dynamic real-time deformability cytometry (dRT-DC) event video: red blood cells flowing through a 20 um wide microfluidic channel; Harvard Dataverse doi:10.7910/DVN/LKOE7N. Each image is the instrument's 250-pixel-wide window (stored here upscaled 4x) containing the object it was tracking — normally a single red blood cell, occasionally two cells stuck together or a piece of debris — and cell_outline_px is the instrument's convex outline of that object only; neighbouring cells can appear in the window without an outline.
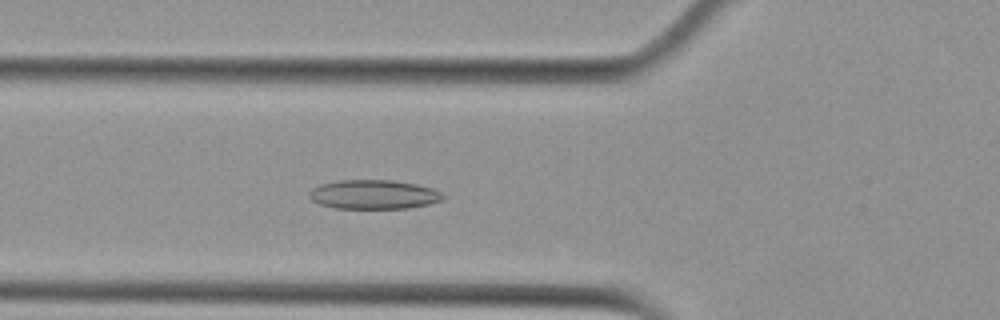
{"species": "Egyptian fruit bat (a non-hibernating species)", "species_latin": "Rousettus aegyptiacus", "temperature_condition": "cold", "stored_images_in_passage": 8, "camera_frame_rate_fps": 3000, "um_per_image_px": 0.085, "animal": {"sex": "female"}, "frame": {"image": 1, "passage_image": 5, "time_ms": 1.333, "image_size_px": [1000, 320], "cell_outline_px": [[444, 196], [440, 200], [428, 204], [408, 208], [332, 208], [320, 204], [312, 200], [308, 196], [308, 192], [312, 188], [320, 184], [340, 180], [392, 180], [416, 184], [432, 188], [440, 192]], "centroid_in_image_um": [31.71, 16.53], "position_along_channel_um": 94.1, "area_um2": 22.66}}
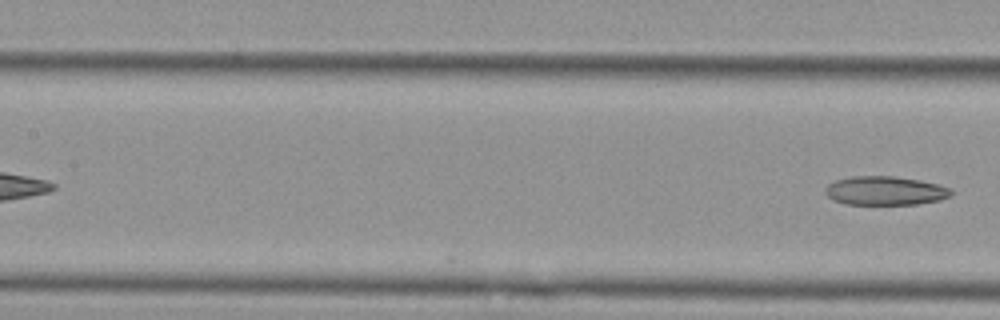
{"frame": {"image": 2, "passage_image": 8, "time_ms": 2.333, "image_size_px": [1000, 320], "cell_outline_px": [[952, 196], [940, 200], [916, 204], [844, 204], [832, 200], [824, 192], [824, 188], [828, 184], [836, 180], [852, 176], [896, 176], [936, 184], [948, 188], [952, 192]], "centroid_in_image_um": [75.19, 16.22], "position_along_channel_um": 132.2, "area_um2": 21.1}}